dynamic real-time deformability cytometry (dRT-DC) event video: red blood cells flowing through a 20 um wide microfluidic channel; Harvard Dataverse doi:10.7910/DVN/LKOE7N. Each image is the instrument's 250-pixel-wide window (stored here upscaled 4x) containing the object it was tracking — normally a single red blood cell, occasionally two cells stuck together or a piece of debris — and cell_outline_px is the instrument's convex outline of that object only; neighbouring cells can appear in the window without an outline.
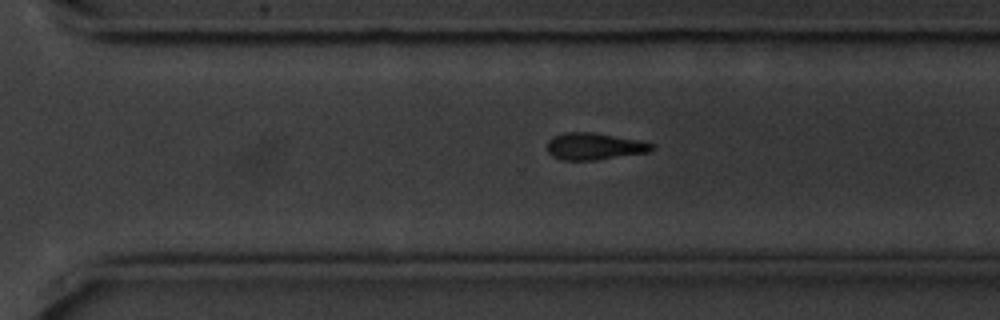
{"species": "common noctule bat (a hibernating species)", "species_latin": "Nyctalus noctula", "temperature_condition": "cold", "stored_images_in_passage": 44, "camera_frame_rate_fps": 3000, "um_per_image_px": 0.085, "animal": {"sex": "male", "body_mass_g": 20.1, "forearm_length_mm": 53.5}, "frame": {"image": 1, "passage_image": 38, "time_ms": 12.333, "image_size_px": [1000, 320], "cell_outline_px": [[656, 148], [652, 152], [596, 160], [560, 160], [552, 156], [548, 152], [548, 140], [564, 132], [588, 132], [640, 140], [656, 144]], "centroid_in_image_um": [50.59, 12.45], "position_along_channel_um": 320.0, "area_um2": 16.53}}